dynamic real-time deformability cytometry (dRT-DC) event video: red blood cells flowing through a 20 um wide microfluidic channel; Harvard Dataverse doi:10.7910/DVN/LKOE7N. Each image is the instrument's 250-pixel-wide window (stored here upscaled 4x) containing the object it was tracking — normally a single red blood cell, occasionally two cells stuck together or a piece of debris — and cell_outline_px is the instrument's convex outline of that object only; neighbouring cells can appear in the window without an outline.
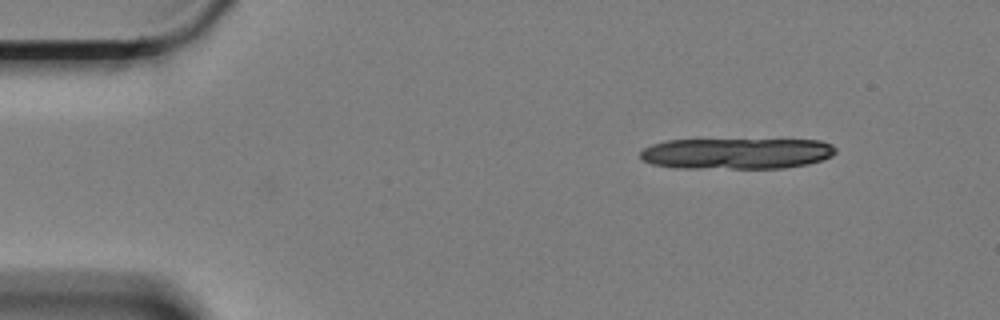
{"species": "Egyptian fruit bat (a non-hibernating species)", "species_latin": "Rousettus aegyptiacus", "temperature_condition": "cold", "stored_images_in_passage": 10, "camera_frame_rate_fps": 3000, "um_per_image_px": 0.085, "animal": {"sex": "female"}, "frame": {"image": 1, "passage_image": 1, "time_ms": 0.0, "image_size_px": [1000, 320], "cell_outline_px": [[836, 152], [832, 156], [808, 164], [784, 168], [676, 168], [652, 164], [640, 160], [640, 152], [644, 148], [652, 144], [668, 140], [820, 140], [832, 144], [836, 148]], "centroid_in_image_um": [62.6, 13.05], "position_along_channel_um": 22.4, "area_um2": 35.43}}